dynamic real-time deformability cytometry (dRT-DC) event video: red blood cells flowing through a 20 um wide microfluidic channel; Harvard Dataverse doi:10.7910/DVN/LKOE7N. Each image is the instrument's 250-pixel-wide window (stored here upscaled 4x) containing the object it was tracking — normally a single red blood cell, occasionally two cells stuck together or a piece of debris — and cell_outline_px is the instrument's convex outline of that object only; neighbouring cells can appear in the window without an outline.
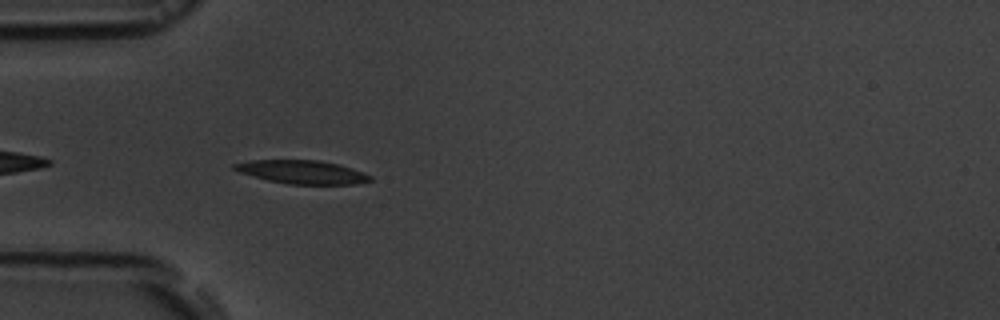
{"species": "common noctule bat (a hibernating species)", "species_latin": "Nyctalus noctula", "temperature_condition": "room temperature", "stored_images_in_passage": 5, "camera_frame_rate_fps": 3000, "um_per_image_px": 0.085, "animal": {"sex": "male", "body_mass_g": 19.5, "forearm_length_mm": 54.6}, "frame": {"image": 1, "passage_image": 5, "time_ms": 5.333, "image_size_px": [1000, 320], "cell_outline_px": [[372, 180], [356, 184], [288, 184], [268, 180], [240, 172], [232, 168], [232, 164], [252, 160], [320, 160], [336, 164], [364, 172], [372, 176]], "centroid_in_image_um": [25.69, 14.62], "position_along_channel_um": 59.3, "area_um2": 18.38}}